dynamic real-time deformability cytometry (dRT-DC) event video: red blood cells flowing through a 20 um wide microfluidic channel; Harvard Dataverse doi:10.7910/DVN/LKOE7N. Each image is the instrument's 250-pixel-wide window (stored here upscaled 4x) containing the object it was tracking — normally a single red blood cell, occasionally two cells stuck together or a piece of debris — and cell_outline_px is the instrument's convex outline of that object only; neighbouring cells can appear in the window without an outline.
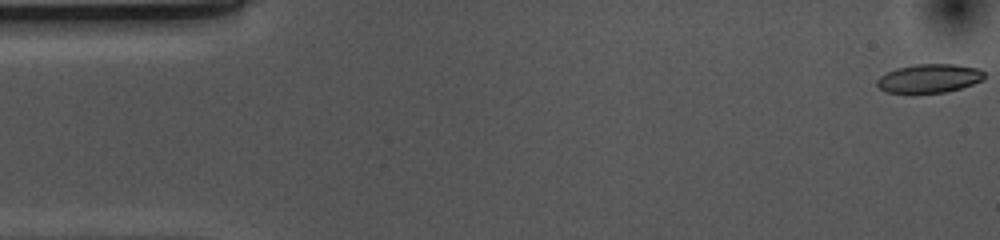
{"species": "common noctule bat (a hibernating species)", "species_latin": "Nyctalus noctula", "temperature_condition": "cold", "stored_images_in_passage": 10, "camera_frame_rate_fps": 3000, "um_per_image_px": 0.085, "animal": {"sex": "female", "body_mass_g": 10.0, "forearm_length_mm": 53.1}, "frame": {"image": 1, "passage_image": 1, "time_ms": 0.0, "image_size_px": [1000, 240], "cell_outline_px": [[984, 80], [960, 88], [944, 92], [888, 92], [880, 88], [876, 84], [876, 80], [880, 76], [896, 68], [916, 64], [956, 64], [980, 68], [984, 72]], "centroid_in_image_um": [79.02, 6.64], "position_along_channel_um": 6.0, "area_um2": 17.8}}